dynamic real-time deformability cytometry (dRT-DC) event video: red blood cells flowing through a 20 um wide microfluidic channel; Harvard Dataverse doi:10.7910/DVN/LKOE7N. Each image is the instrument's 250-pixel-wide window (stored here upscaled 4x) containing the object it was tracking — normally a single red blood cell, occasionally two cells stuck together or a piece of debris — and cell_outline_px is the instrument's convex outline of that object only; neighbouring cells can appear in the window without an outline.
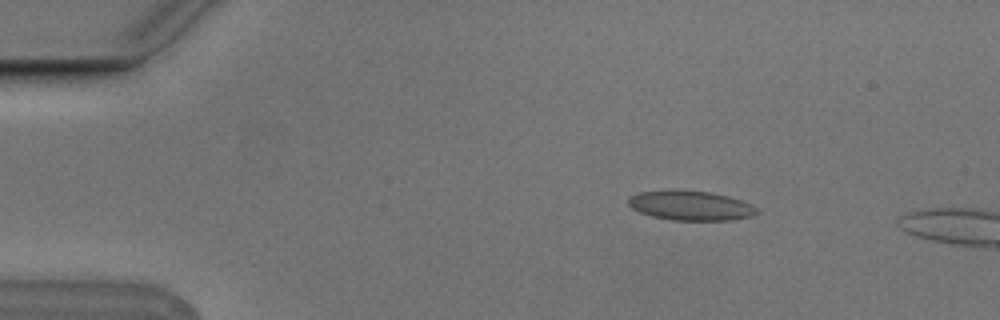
{"species": "Egyptian fruit bat (a non-hibernating species)", "species_latin": "Rousettus aegyptiacus", "temperature_condition": "cold", "stored_images_in_passage": 3, "camera_frame_rate_fps": 3000, "um_per_image_px": 0.085, "animal": {"sex": "male"}, "frame": {"image": 1, "passage_image": 2, "time_ms": 0.333, "image_size_px": [1000, 320], "cell_outline_px": [[760, 212], [752, 216], [732, 220], [672, 220], [652, 216], [640, 212], [632, 208], [628, 204], [628, 196], [640, 192], [668, 188], [680, 188], [708, 192], [728, 196], [752, 204]], "centroid_in_image_um": [58.67, 17.44], "position_along_channel_um": 26.3, "area_um2": 22.66}}